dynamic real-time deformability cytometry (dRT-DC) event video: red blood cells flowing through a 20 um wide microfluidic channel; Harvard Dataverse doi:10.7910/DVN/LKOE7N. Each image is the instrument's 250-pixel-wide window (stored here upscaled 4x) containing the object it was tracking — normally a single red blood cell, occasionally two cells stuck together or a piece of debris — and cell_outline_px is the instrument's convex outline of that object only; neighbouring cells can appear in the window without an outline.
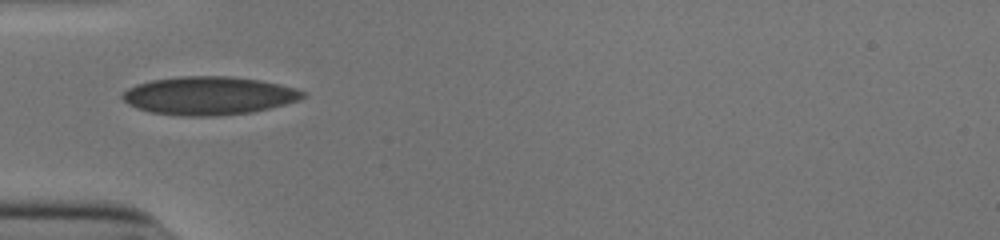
{"species": "human", "species_latin": "Homo sapiens", "temperature_condition": "cold", "stored_images_in_passage": 36, "camera_frame_rate_fps": 3000, "um_per_image_px": 0.085, "donor": {"sex": "male"}, "frame": {"image": 1, "passage_image": 1, "time_ms": 0.0, "image_size_px": [1000, 240], "cell_outline_px": [[308, 92], [300, 100], [252, 112], [216, 116], [180, 116], [148, 112], [136, 108], [128, 104], [120, 96], [128, 88], [136, 84], [152, 80], [180, 76], [228, 76], [260, 80], [280, 84], [296, 88]], "centroid_in_image_um": [17.74, 8.13], "position_along_channel_um": 67.3, "area_um2": 40.4}}
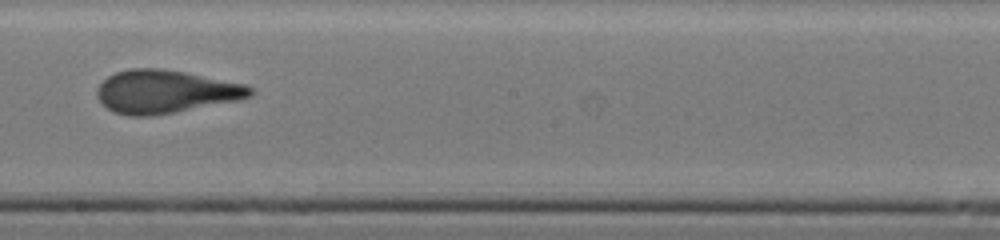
{"frame": {"image": 2, "passage_image": 14, "time_ms": 4.333, "image_size_px": [1000, 240], "cell_outline_px": [[256, 92], [252, 96], [240, 100], [176, 112], [152, 116], [128, 116], [116, 112], [108, 108], [100, 100], [96, 92], [100, 84], [108, 76], [116, 72], [132, 68], [160, 68], [184, 72], [244, 84], [252, 88]], "centroid_in_image_um": [14.09, 7.79], "position_along_channel_um": 234.1, "area_um2": 38.32}}
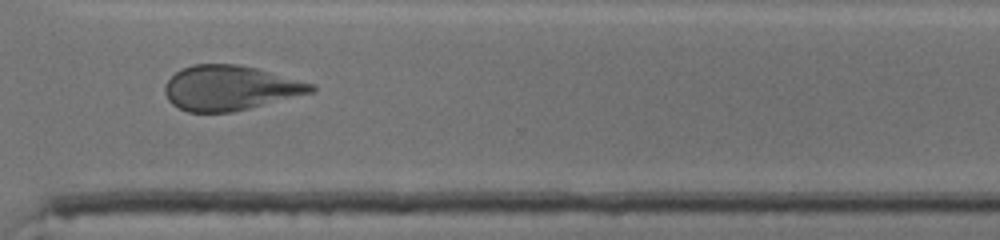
{"frame": {"image": 3, "passage_image": 23, "time_ms": 7.333, "image_size_px": [1000, 240], "cell_outline_px": [[316, 88], [312, 92], [232, 112], [188, 112], [172, 104], [168, 100], [164, 92], [164, 88], [168, 80], [180, 68], [192, 64], [240, 64], [256, 68], [316, 84]], "centroid_in_image_um": [19.53, 7.46], "position_along_channel_um": 351.1, "area_um2": 38.03}, "authors_computed_cell_mechanics": {"area_um2": 38.6393, "velocity_mm_per_s": 3.8803, "shape_relaxation_time_tau1_ms": null, "shape_relaxation_time_tau2_ms": 0.7739, "deformation_change_tau1": null, "deformation_change_tau2": 0.0614}}